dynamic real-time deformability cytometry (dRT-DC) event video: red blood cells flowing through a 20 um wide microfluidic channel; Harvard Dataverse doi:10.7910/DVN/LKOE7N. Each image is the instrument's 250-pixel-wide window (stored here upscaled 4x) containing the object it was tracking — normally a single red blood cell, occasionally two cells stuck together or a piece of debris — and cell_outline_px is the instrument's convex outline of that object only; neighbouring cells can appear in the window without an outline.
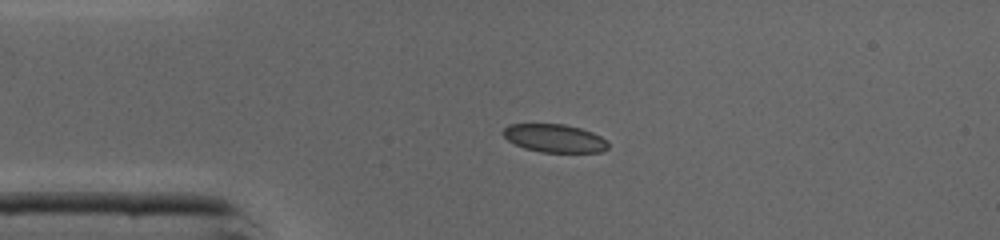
{"species": "common noctule bat (a hibernating species)", "species_latin": "Nyctalus noctula", "temperature_condition": "cold", "stored_images_in_passage": 36, "camera_frame_rate_fps": 3000, "um_per_image_px": 0.085, "animal": {"sex": "male", "body_mass_g": 19.0, "forearm_length_mm": 50.8}, "frame": {"image": 1, "passage_image": 1, "time_ms": 0.0, "image_size_px": [1000, 240], "cell_outline_px": [[608, 148], [600, 152], [540, 152], [524, 148], [508, 140], [500, 132], [508, 124], [564, 124], [580, 128], [592, 132], [600, 136], [608, 144]], "centroid_in_image_um": [47.1, 11.75], "position_along_channel_um": 37.9, "area_um2": 17.17}}
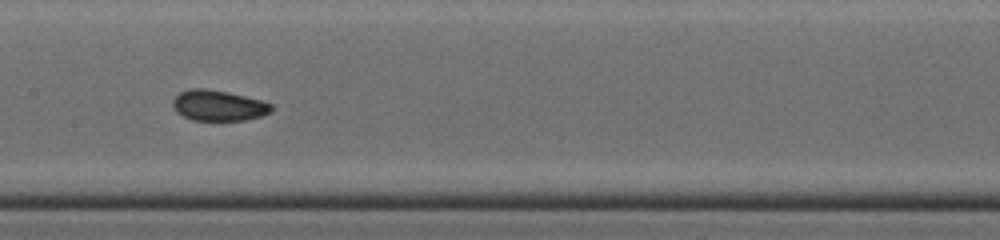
{"frame": {"image": 2, "passage_image": 13, "time_ms": 4.0, "image_size_px": [1000, 240], "cell_outline_px": [[272, 112], [260, 116], [244, 120], [192, 120], [176, 112], [172, 104], [172, 100], [180, 92], [192, 88], [204, 88], [228, 92], [260, 100], [272, 104]], "centroid_in_image_um": [18.55, 8.97], "position_along_channel_um": 188.8, "area_um2": 17.51}}
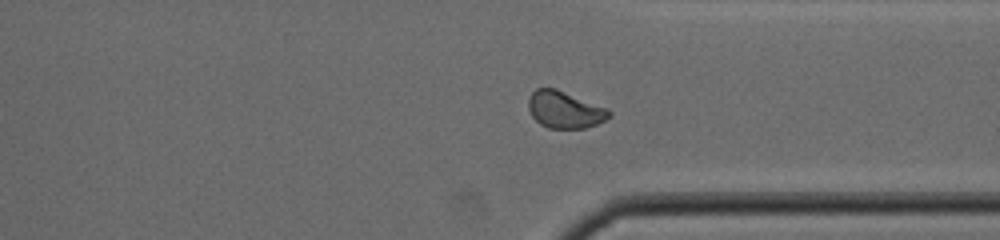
{"frame": {"image": 3, "passage_image": 25, "time_ms": 8.0, "image_size_px": [1000, 240], "cell_outline_px": [[612, 116], [596, 124], [584, 128], [548, 128], [540, 124], [532, 116], [528, 108], [528, 100], [532, 92], [536, 88], [556, 88], [608, 108], [612, 112]], "centroid_in_image_um": [48.01, 9.32], "position_along_channel_um": 363.4, "area_um2": 17.46}, "authors_computed_cell_mechanics": {"area_um2": 17.4845, "velocity_mm_per_s": 4.3615, "shape_relaxation_time_tau1_ms": null, "shape_relaxation_time_tau2_ms": 1.572, "deformation_change_tau1": null, "deformation_change_tau2": 0.0484}}